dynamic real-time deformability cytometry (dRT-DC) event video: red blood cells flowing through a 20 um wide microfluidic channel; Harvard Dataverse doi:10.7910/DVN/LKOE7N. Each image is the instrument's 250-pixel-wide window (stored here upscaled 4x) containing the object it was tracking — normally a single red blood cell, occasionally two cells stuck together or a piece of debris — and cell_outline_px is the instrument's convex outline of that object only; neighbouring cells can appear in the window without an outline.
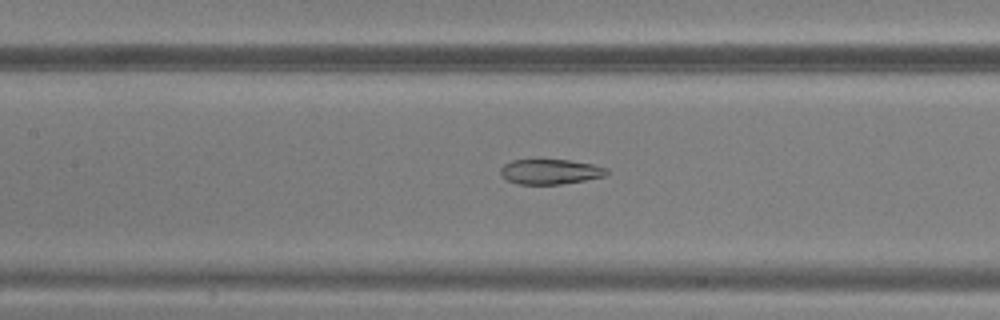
{"species": "common noctule bat (a hibernating species)", "species_latin": "Nyctalus noctula", "temperature_condition": "warm", "stored_images_in_passage": 49, "camera_frame_rate_fps": 3000, "um_per_image_px": 0.085, "animal": {"sex": "male", "body_mass_g": 20.5, "forearm_length_mm": 52.5}, "frame": {"image": 1, "passage_image": 23, "time_ms": 7.333, "image_size_px": [1000, 320], "cell_outline_px": [[608, 172], [604, 176], [584, 180], [560, 184], [516, 184], [508, 180], [500, 172], [500, 168], [504, 164], [512, 160], [568, 160], [592, 164], [608, 168]], "centroid_in_image_um": [46.77, 14.59], "position_along_channel_um": 160.6, "area_um2": 15.32}}
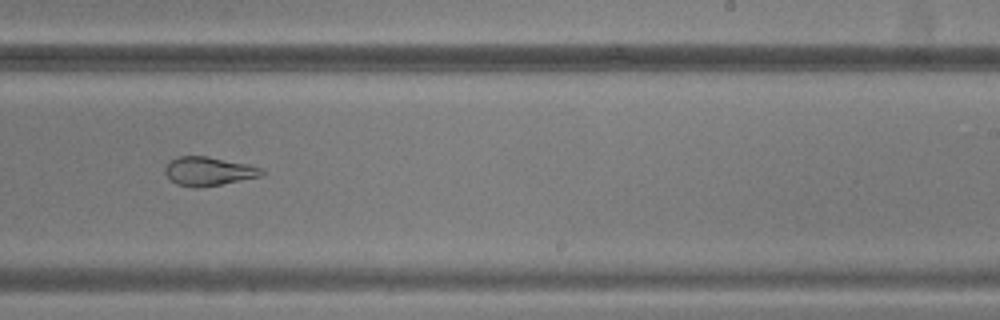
{"frame": {"image": 2, "passage_image": 31, "time_ms": 10.0, "image_size_px": [1000, 320], "cell_outline_px": [[264, 172], [260, 176], [220, 184], [196, 188], [176, 184], [164, 172], [164, 168], [172, 160], [180, 156], [208, 156], [248, 164], [264, 168]], "centroid_in_image_um": [17.74, 14.55], "position_along_channel_um": 271.3, "area_um2": 16.01}}
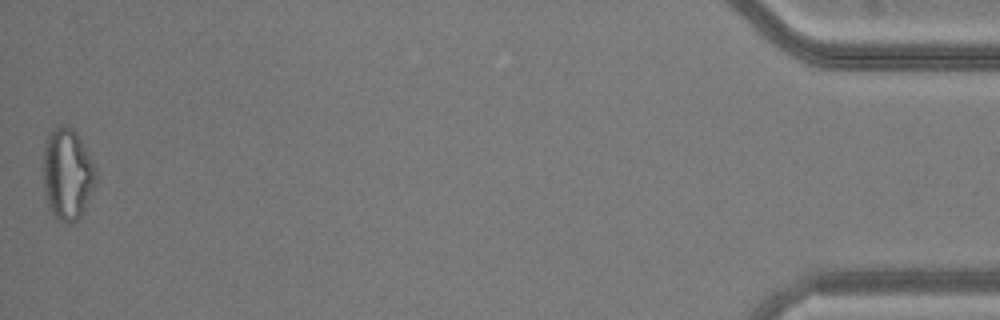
{"frame": {"image": 3, "passage_image": 49, "time_ms": 16.0, "image_size_px": [1000, 320], "cell_outline_px": [[96, 176], [92, 188], [84, 208], [80, 216], [76, 220], [68, 224], [56, 220], [48, 208], [44, 188], [44, 140], [48, 132], [60, 124], [68, 124], [76, 132], [92, 160], [96, 168]], "centroid_in_image_um": [5.69, 14.77], "position_along_channel_um": 429.5, "area_um2": 28.09}}